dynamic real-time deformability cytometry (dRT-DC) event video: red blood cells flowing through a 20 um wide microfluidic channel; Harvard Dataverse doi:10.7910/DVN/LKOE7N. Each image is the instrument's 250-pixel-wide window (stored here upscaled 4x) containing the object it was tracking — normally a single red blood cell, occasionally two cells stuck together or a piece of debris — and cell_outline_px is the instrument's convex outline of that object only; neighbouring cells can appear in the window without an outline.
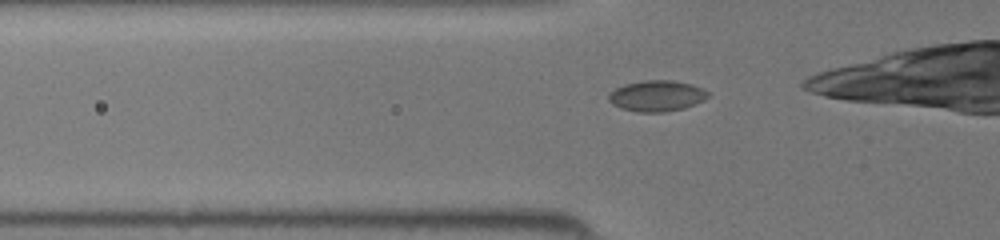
{"species": "common noctule bat (a hibernating species)", "species_latin": "Nyctalus noctula", "temperature_condition": "room temperature", "stored_images_in_passage": 13, "camera_frame_rate_fps": 3000, "um_per_image_px": 0.085, "animal": {"sex": "female", "body_mass_g": 19.5, "forearm_length_mm": 54.1}, "frame": {"image": 1, "passage_image": 8, "time_ms": 2.333, "image_size_px": [1000, 240], "cell_outline_px": [[708, 96], [704, 100], [684, 108], [664, 112], [636, 112], [620, 108], [612, 104], [608, 100], [608, 96], [616, 88], [624, 84], [644, 80], [672, 80], [692, 84], [708, 92]], "centroid_in_image_um": [55.8, 8.15], "position_along_channel_um": 70.0, "area_um2": 17.86}}
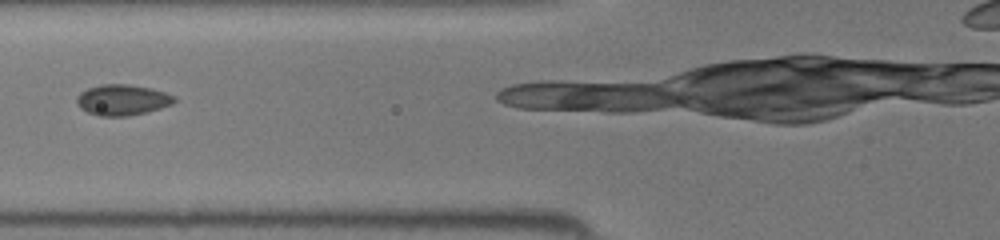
{"frame": {"image": 2, "passage_image": 11, "time_ms": 3.333, "image_size_px": [1000, 240], "cell_outline_px": [[176, 100], [172, 104], [148, 112], [128, 116], [96, 116], [80, 108], [76, 104], [76, 96], [80, 92], [88, 88], [100, 84], [128, 84], [152, 88], [176, 96]], "centroid_in_image_um": [10.38, 8.49], "position_along_channel_um": 115.4, "area_um2": 17.74}}